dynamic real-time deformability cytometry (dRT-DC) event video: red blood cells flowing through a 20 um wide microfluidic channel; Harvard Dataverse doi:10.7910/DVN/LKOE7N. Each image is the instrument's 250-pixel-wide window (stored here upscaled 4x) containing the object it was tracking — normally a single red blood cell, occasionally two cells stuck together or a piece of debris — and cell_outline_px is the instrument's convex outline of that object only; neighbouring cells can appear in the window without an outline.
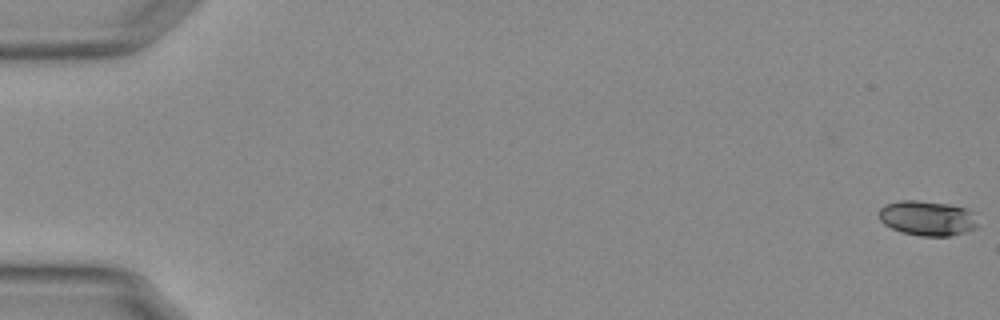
{"species": "Egyptian fruit bat (a non-hibernating species)", "species_latin": "Rousettus aegyptiacus", "temperature_condition": "warm", "stored_images_in_passage": 57, "camera_frame_rate_fps": 3000, "um_per_image_px": 0.085, "animal": {"sex": "female"}, "frame": {"image": 1, "passage_image": 1, "time_ms": 0.0, "image_size_px": [1000, 320], "cell_outline_px": [[976, 228], [964, 232], [948, 236], [920, 236], [900, 232], [884, 224], [880, 220], [876, 212], [884, 204], [900, 200], [916, 200], [948, 204], [968, 208], [976, 224]], "centroid_in_image_um": [78.74, 18.54], "position_along_channel_um": 6.3, "area_um2": 20.11}}
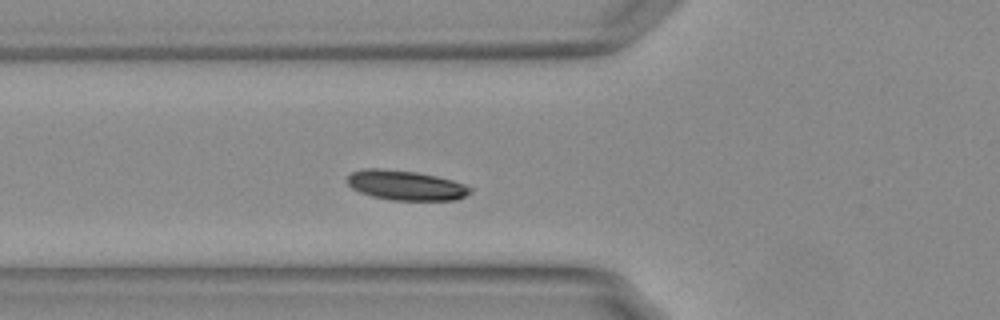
{"frame": {"image": 2, "passage_image": 22, "time_ms": 7.0, "image_size_px": [1000, 320], "cell_outline_px": [[472, 192], [456, 200], [388, 200], [372, 196], [360, 192], [352, 188], [348, 184], [348, 176], [352, 172], [364, 168], [380, 168], [416, 172], [436, 176], [452, 180], [464, 184], [472, 188]], "centroid_in_image_um": [34.49, 15.75], "position_along_channel_um": 91.3, "area_um2": 21.33}}
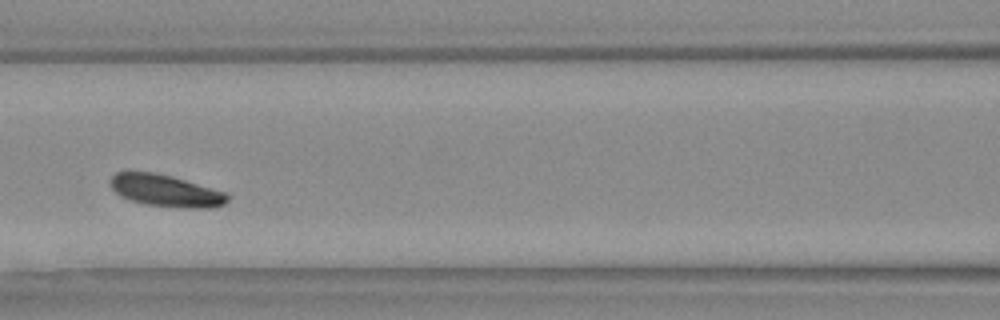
{"frame": {"image": 3, "passage_image": 27, "time_ms": 8.667, "image_size_px": [1000, 320], "cell_outline_px": [[232, 196], [224, 204], [212, 208], [188, 208], [144, 204], [120, 196], [112, 188], [112, 176], [116, 172], [128, 168], [152, 172], [172, 176], [228, 192]], "centroid_in_image_um": [14.11, 16.17], "position_along_channel_um": 152.5, "area_um2": 22.31}, "authors_computed_cell_mechanics": {"area_um2": 22.0218, "velocity_mm_per_s": 3.6456, "shape_relaxation_time_tau1_ms": 1.6352, "shape_relaxation_time_tau2_ms": 8.7702, "deformation_change_tau1": 0.041, "deformation_change_tau2": 0.1458}}